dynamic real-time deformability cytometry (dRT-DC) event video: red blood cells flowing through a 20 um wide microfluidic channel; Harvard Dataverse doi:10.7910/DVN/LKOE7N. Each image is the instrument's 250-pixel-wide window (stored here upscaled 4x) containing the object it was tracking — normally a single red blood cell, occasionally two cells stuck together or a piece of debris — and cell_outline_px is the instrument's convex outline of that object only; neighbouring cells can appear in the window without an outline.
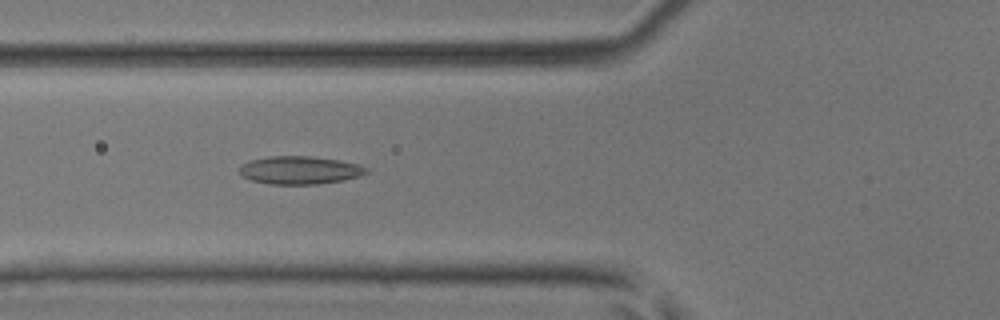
{"species": "common noctule bat (a hibernating species)", "species_latin": "Nyctalus noctula", "temperature_condition": "room temperature", "stored_images_in_passage": 45, "camera_frame_rate_fps": 3000, "um_per_image_px": 0.085, "animal": {"sex": "male", "body_mass_g": 17.9, "forearm_length_mm": 54.2}, "frame": {"image": 1, "passage_image": 14, "time_ms": 4.333, "image_size_px": [1000, 320], "cell_outline_px": [[368, 172], [360, 176], [344, 180], [316, 184], [268, 184], [252, 180], [244, 176], [240, 172], [240, 164], [248, 160], [268, 156], [312, 156], [360, 164], [368, 168]], "centroid_in_image_um": [25.48, 14.45], "position_along_channel_um": 100.3, "area_um2": 20.75}}
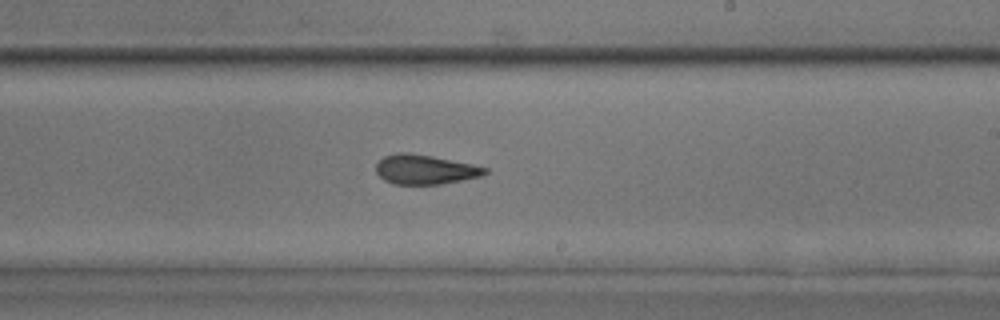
{"frame": {"image": 2, "passage_image": 25, "time_ms": 8.0, "image_size_px": [1000, 320], "cell_outline_px": [[488, 172], [480, 176], [464, 180], [440, 184], [392, 184], [384, 180], [376, 172], [376, 164], [384, 156], [396, 152], [408, 152], [432, 156], [472, 164], [488, 168]], "centroid_in_image_um": [36.11, 14.4], "position_along_channel_um": 252.9, "area_um2": 18.79}}
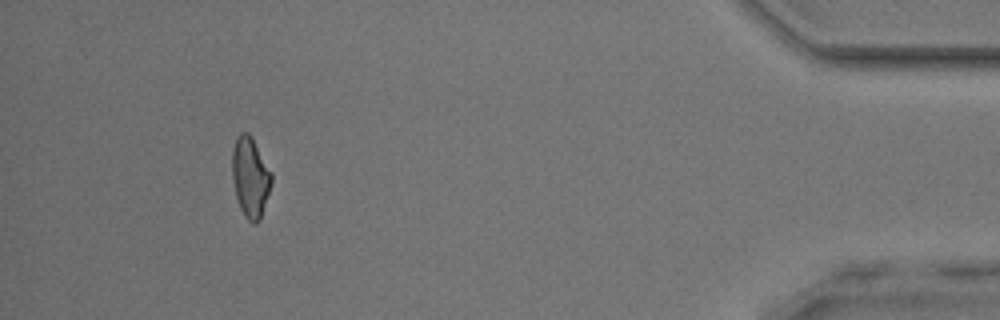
{"frame": {"image": 3, "passage_image": 41, "time_ms": 13.333, "image_size_px": [1000, 320], "cell_outline_px": [[272, 184], [260, 220], [256, 224], [252, 224], [244, 216], [240, 208], [236, 196], [232, 176], [232, 148], [236, 136], [240, 132], [248, 132], [252, 136], [272, 172]], "centroid_in_image_um": [21.28, 15.04], "position_along_channel_um": 413.9, "area_um2": 18.73}, "authors_computed_cell_mechanics": {"area_um2": 18.785, "velocity_mm_per_s": 4.1714, "shape_relaxation_time_tau1_ms": null, "shape_relaxation_time_tau2_ms": 2.4818, "deformation_change_tau1": null, "deformation_change_tau2": 0.0978}}